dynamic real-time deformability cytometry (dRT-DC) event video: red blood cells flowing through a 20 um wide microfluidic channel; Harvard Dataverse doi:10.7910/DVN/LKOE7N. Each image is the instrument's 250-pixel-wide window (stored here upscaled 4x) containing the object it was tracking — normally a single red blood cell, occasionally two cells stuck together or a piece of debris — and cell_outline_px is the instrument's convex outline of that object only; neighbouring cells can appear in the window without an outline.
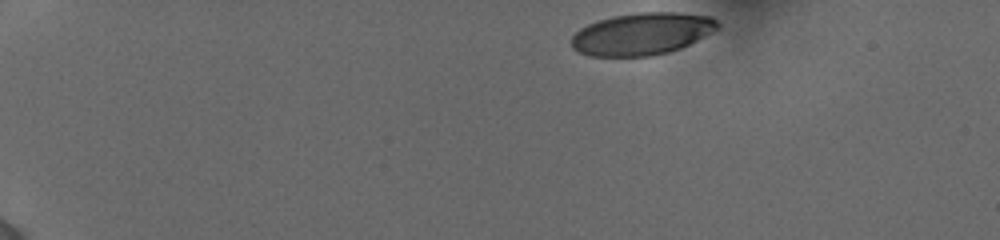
{"species": "human", "species_latin": "Homo sapiens", "temperature_condition": "cold", "stored_images_in_passage": 37, "camera_frame_rate_fps": 3000, "um_per_image_px": 0.085, "donor": {"sex": "female"}, "frame": {"image": 1, "passage_image": 1, "time_ms": 0.0, "image_size_px": [1000, 240], "cell_outline_px": [[720, 28], [680, 48], [668, 52], [648, 56], [592, 56], [580, 52], [572, 48], [572, 36], [580, 28], [588, 24], [612, 16], [640, 12], [676, 12], [708, 16], [716, 20], [720, 24]], "centroid_in_image_um": [54.57, 2.87], "position_along_channel_um": 30.4, "area_um2": 35.66}}
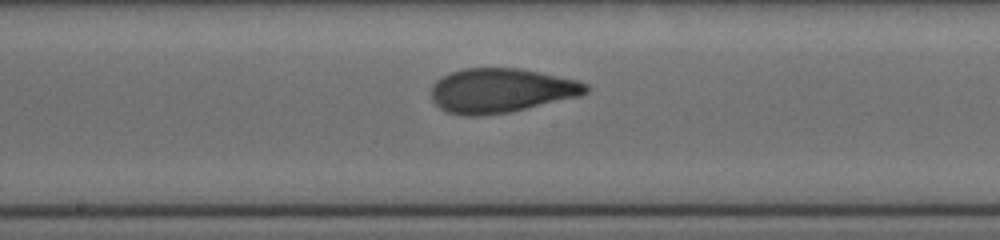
{"frame": {"image": 2, "passage_image": 20, "time_ms": 6.333, "image_size_px": [1000, 240], "cell_outline_px": [[588, 92], [580, 96], [508, 112], [484, 116], [468, 116], [448, 112], [440, 108], [432, 100], [432, 84], [436, 80], [452, 72], [464, 68], [520, 68], [576, 80], [588, 84]], "centroid_in_image_um": [42.58, 7.69], "position_along_channel_um": 205.6, "area_um2": 39.77}}
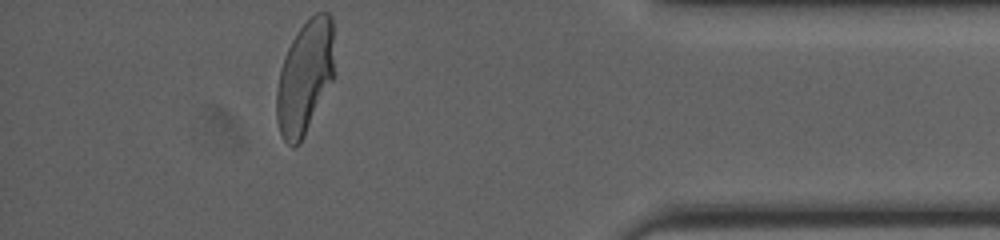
{"frame": {"image": 3, "passage_image": 37, "time_ms": 12.0, "image_size_px": [1000, 240], "cell_outline_px": [[332, 80], [300, 144], [292, 148], [284, 140], [280, 132], [276, 120], [276, 88], [280, 68], [284, 56], [292, 40], [300, 28], [316, 12], [328, 12], [332, 16]], "centroid_in_image_um": [25.87, 6.59], "position_along_channel_um": 409.3, "area_um2": 37.69}, "authors_computed_cell_mechanics": {"area_um2": 39.304, "velocity_mm_per_s": 3.8679, "shape_relaxation_time_tau1_ms": 3.241, "shape_relaxation_time_tau2_ms": 0.8749, "deformation_change_tau1": 0.1861, "deformation_change_tau2": 0.0615}}